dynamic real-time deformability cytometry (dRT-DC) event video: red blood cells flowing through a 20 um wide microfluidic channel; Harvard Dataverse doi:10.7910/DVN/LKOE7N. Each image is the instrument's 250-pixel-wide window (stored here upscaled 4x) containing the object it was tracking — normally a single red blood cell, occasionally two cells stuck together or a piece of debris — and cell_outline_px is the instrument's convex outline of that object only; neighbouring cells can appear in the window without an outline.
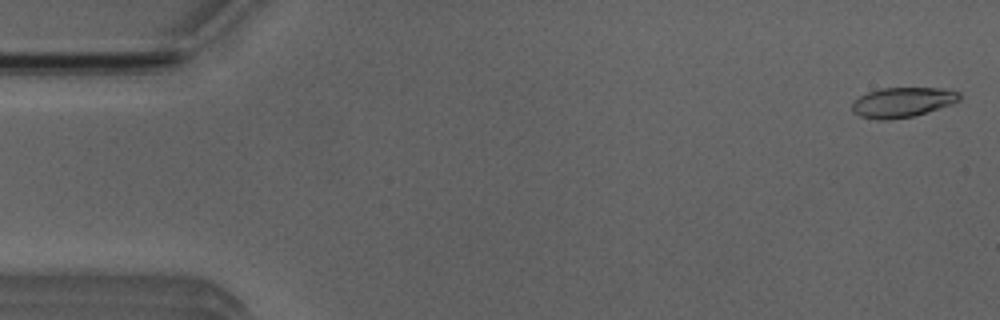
{"species": "Egyptian fruit bat (a non-hibernating species)", "species_latin": "Rousettus aegyptiacus", "temperature_condition": "room temperature", "stored_images_in_passage": 7, "camera_frame_rate_fps": 3000, "um_per_image_px": 0.085, "animal": {"sex": "male"}, "frame": {"image": 1, "passage_image": 1, "time_ms": 0.0, "image_size_px": [1000, 320], "cell_outline_px": [[960, 100], [952, 104], [912, 116], [888, 120], [876, 120], [860, 116], [852, 112], [852, 104], [860, 96], [868, 92], [880, 88], [940, 88], [960, 92]], "centroid_in_image_um": [76.69, 8.69], "position_along_channel_um": 8.3, "area_um2": 18.61}}
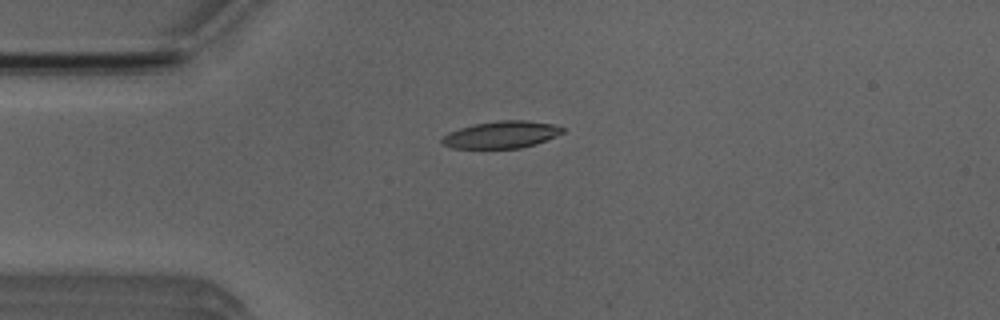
{"frame": {"image": 2, "passage_image": 4, "time_ms": 3.667, "image_size_px": [1000, 320], "cell_outline_px": [[564, 132], [556, 136], [536, 144], [520, 148], [452, 148], [444, 144], [440, 140], [448, 132], [472, 124], [500, 120], [528, 120], [552, 124], [564, 128]], "centroid_in_image_um": [42.62, 11.44], "position_along_channel_um": 42.4, "area_um2": 19.02}}